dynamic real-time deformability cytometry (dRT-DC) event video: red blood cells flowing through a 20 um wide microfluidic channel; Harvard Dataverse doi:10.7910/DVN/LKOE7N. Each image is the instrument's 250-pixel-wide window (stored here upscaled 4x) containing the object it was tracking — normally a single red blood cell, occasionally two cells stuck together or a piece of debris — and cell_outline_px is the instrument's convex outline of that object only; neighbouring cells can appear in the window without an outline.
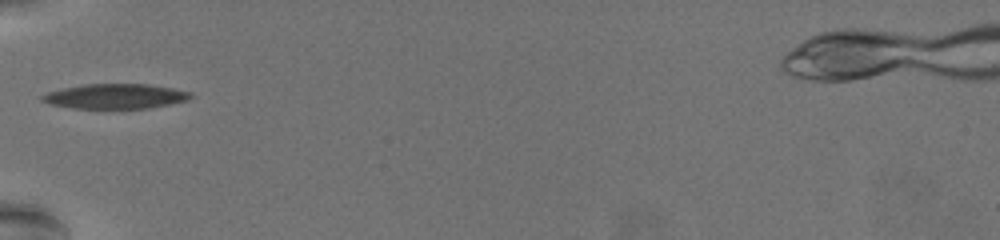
{"species": "common noctule bat (a hibernating species)", "species_latin": "Nyctalus noctula", "temperature_condition": "warm", "stored_images_in_passage": 38, "camera_frame_rate_fps": 3000, "um_per_image_px": 0.085, "animal": {"sex": "female", "body_mass_g": 19.5, "forearm_length_mm": 54.1}, "frame": {"image": 1, "passage_image": 1, "time_ms": 0.0, "image_size_px": [1000, 240], "cell_outline_px": [[192, 96], [188, 100], [148, 108], [76, 108], [52, 104], [40, 100], [40, 96], [48, 92], [64, 88], [88, 84], [148, 84], [172, 88], [192, 92]], "centroid_in_image_um": [9.83, 8.18], "position_along_channel_um": 75.2, "area_um2": 21.21}}
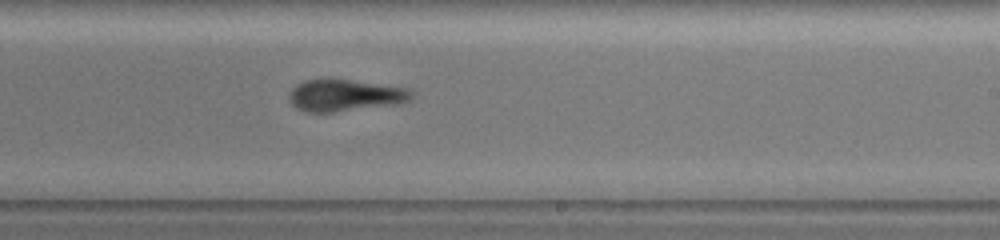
{"frame": {"image": 2, "passage_image": 17, "time_ms": 5.333, "image_size_px": [1000, 240], "cell_outline_px": [[412, 96], [408, 100], [332, 112], [308, 112], [292, 104], [292, 88], [304, 80], [348, 80], [408, 88], [412, 92]], "centroid_in_image_um": [29.28, 8.09], "position_along_channel_um": 259.7, "area_um2": 21.21}}
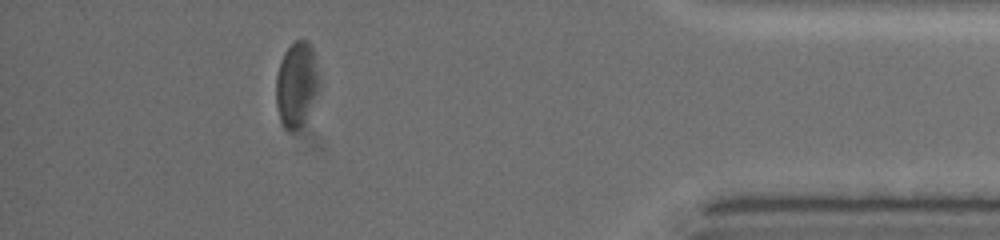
{"frame": {"image": 3, "passage_image": 33, "time_ms": 10.667, "image_size_px": [1000, 240], "cell_outline_px": [[316, 92], [304, 120], [296, 128], [288, 128], [280, 120], [276, 108], [276, 76], [280, 60], [284, 52], [296, 40], [308, 40], [312, 44], [316, 72]], "centroid_in_image_um": [25.14, 7.09], "position_along_channel_um": 410.1, "area_um2": 20.29}, "authors_computed_cell_mechanics": {"area_um2": 22.253, "velocity_mm_per_s": 3.4927, "shape_relaxation_time_tau1_ms": 5.8387, "shape_relaxation_time_tau2_ms": 2.6549, "deformation_change_tau1": 0.1553, "deformation_change_tau2": 0.1187}}